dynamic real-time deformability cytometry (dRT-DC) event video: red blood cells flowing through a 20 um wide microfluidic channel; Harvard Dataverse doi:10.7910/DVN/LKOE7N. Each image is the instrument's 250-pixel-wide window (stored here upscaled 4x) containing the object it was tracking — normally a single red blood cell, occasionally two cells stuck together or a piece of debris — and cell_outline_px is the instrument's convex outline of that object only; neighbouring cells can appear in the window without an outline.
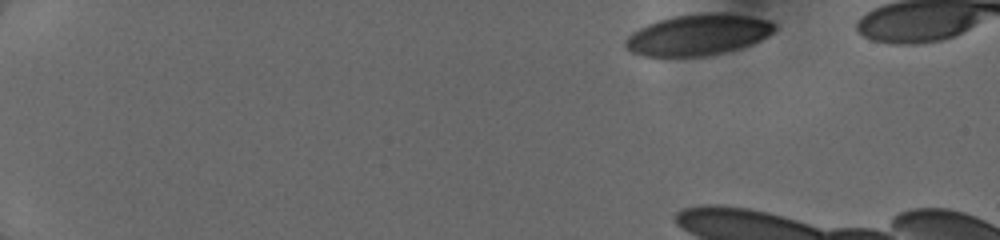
{"species": "human", "species_latin": "Homo sapiens", "temperature_condition": "cold", "stored_images_in_passage": 8, "camera_frame_rate_fps": 3000, "um_per_image_px": 0.085, "donor": {"sex": "female"}, "frame": {"image": 1, "passage_image": 1, "time_ms": 0.0, "image_size_px": [1000, 240], "cell_outline_px": [[776, 28], [768, 36], [752, 44], [740, 48], [704, 56], [644, 56], [632, 52], [624, 44], [624, 40], [632, 32], [656, 20], [672, 16], [700, 12], [728, 12], [772, 20], [776, 24]], "centroid_in_image_um": [59.36, 2.92], "position_along_channel_um": 25.6, "area_um2": 36.07}}